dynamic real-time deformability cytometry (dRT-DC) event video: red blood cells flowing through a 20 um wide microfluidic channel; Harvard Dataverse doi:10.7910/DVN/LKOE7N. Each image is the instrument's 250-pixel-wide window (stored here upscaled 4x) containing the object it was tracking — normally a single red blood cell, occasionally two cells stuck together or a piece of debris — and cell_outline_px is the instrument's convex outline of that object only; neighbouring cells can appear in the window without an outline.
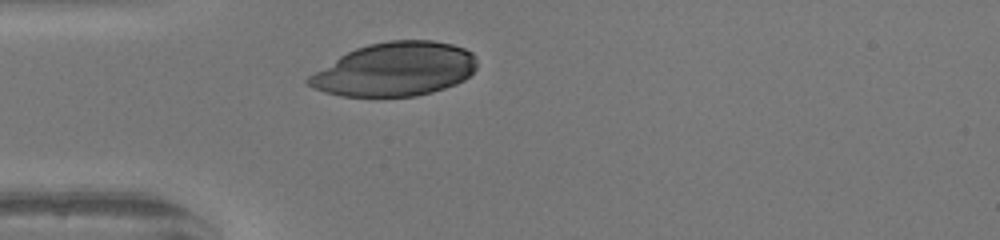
{"species": "human", "species_latin": "Homo sapiens", "temperature_condition": "warm", "stored_images_in_passage": 26, "camera_frame_rate_fps": 3000, "um_per_image_px": 0.085, "donor": {"sex": "female"}, "frame": {"image": 1, "passage_image": 1, "time_ms": 0.0, "image_size_px": [1000, 240], "cell_outline_px": [[476, 68], [464, 80], [456, 84], [432, 92], [416, 96], [340, 96], [324, 92], [312, 88], [304, 80], [308, 76], [340, 56], [356, 48], [368, 44], [388, 40], [432, 40], [452, 44], [464, 48], [472, 52], [476, 56]], "centroid_in_image_um": [33.57, 5.89], "position_along_channel_um": 51.4, "area_um2": 52.71}}
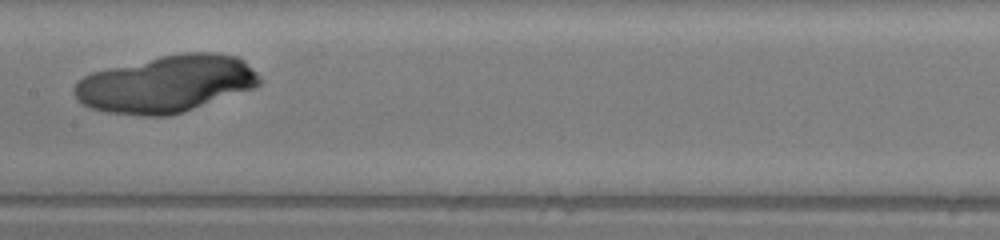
{"frame": {"image": 2, "passage_image": 12, "time_ms": 3.667, "image_size_px": [1000, 240], "cell_outline_px": [[260, 84], [252, 88], [168, 116], [144, 116], [108, 112], [92, 108], [76, 100], [72, 92], [72, 88], [84, 76], [92, 72], [108, 68], [160, 56], [184, 52], [212, 52], [236, 56], [244, 60], [260, 76]], "centroid_in_image_um": [14.09, 7.12], "position_along_channel_um": 193.3, "area_um2": 60.92}}
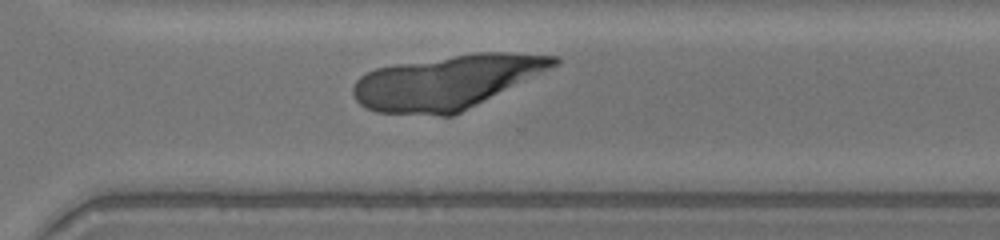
{"frame": {"image": 3, "passage_image": 22, "time_ms": 7.0, "image_size_px": [1000, 240], "cell_outline_px": [[560, 64], [452, 116], [440, 116], [376, 112], [364, 108], [356, 100], [352, 92], [352, 88], [356, 80], [360, 76], [376, 68], [396, 64], [476, 52], [508, 52], [560, 56]], "centroid_in_image_um": [37.97, 6.98], "position_along_channel_um": 332.6, "area_um2": 62.94}}